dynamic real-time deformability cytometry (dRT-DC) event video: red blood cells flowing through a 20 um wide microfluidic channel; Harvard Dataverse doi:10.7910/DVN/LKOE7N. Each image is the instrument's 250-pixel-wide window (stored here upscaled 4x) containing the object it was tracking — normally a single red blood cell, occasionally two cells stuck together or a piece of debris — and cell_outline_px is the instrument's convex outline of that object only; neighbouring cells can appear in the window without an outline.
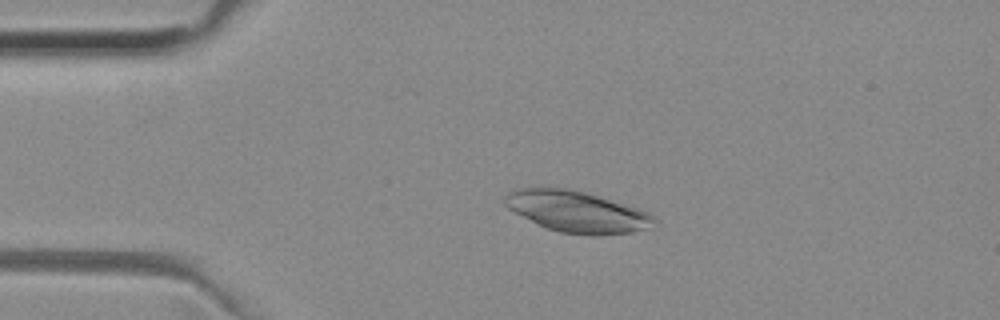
{"species": "common noctule bat (a hibernating species)", "species_latin": "Nyctalus noctula", "temperature_condition": "room temperature", "stored_images_in_passage": 44, "camera_frame_rate_fps": 3000, "um_per_image_px": 0.085, "animal": {"sex": "female", "body_mass_g": 29.2, "forearm_length_mm": 56.3}, "frame": {"image": 1, "passage_image": 4, "time_ms": 1.0, "image_size_px": [1000, 320], "cell_outline_px": [[660, 220], [648, 228], [632, 232], [596, 236], [592, 236], [560, 232], [548, 228], [508, 208], [504, 204], [504, 196], [512, 188], [568, 188], [584, 192], [640, 208], [656, 216]], "centroid_in_image_um": [49.1, 17.99], "position_along_channel_um": 35.9, "area_um2": 35.84}}
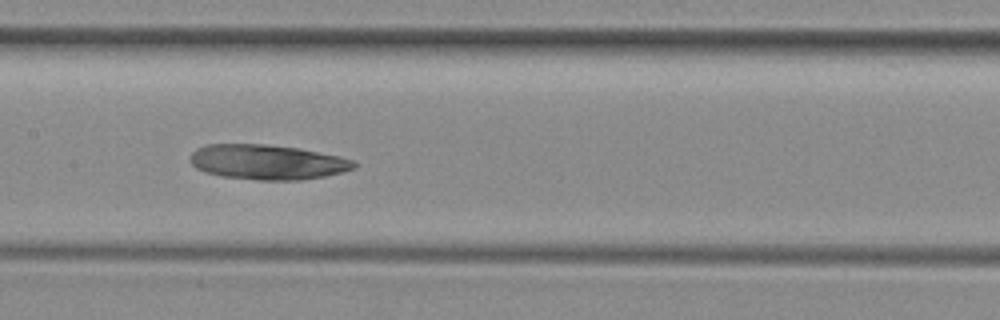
{"frame": {"image": 2, "passage_image": 18, "time_ms": 5.667, "image_size_px": [1000, 320], "cell_outline_px": [[356, 168], [324, 176], [300, 180], [260, 180], [220, 176], [204, 172], [196, 168], [188, 160], [188, 156], [196, 148], [208, 144], [264, 144], [300, 148], [340, 156], [356, 160]], "centroid_in_image_um": [22.7, 13.77], "position_along_channel_um": 184.7, "area_um2": 33.64}}
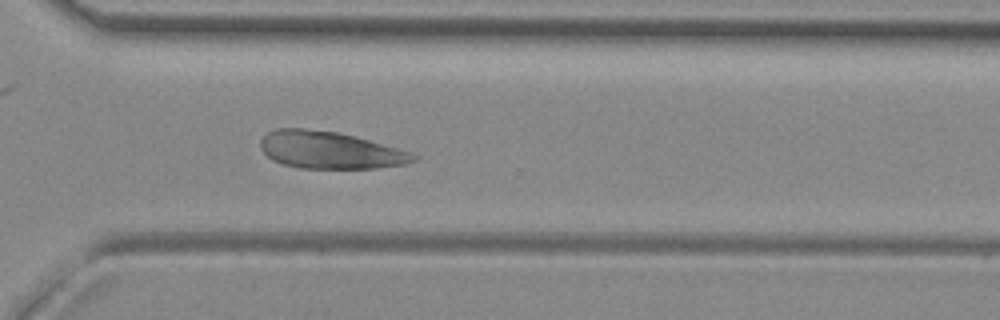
{"frame": {"image": 3, "passage_image": 30, "time_ms": 9.667, "image_size_px": [1000, 320], "cell_outline_px": [[420, 156], [416, 160], [404, 164], [376, 168], [300, 168], [284, 164], [272, 160], [260, 148], [260, 140], [268, 132], [276, 128], [304, 128], [340, 132], [396, 148]], "centroid_in_image_um": [28.0, 12.75], "position_along_channel_um": 342.6, "area_um2": 32.95}}